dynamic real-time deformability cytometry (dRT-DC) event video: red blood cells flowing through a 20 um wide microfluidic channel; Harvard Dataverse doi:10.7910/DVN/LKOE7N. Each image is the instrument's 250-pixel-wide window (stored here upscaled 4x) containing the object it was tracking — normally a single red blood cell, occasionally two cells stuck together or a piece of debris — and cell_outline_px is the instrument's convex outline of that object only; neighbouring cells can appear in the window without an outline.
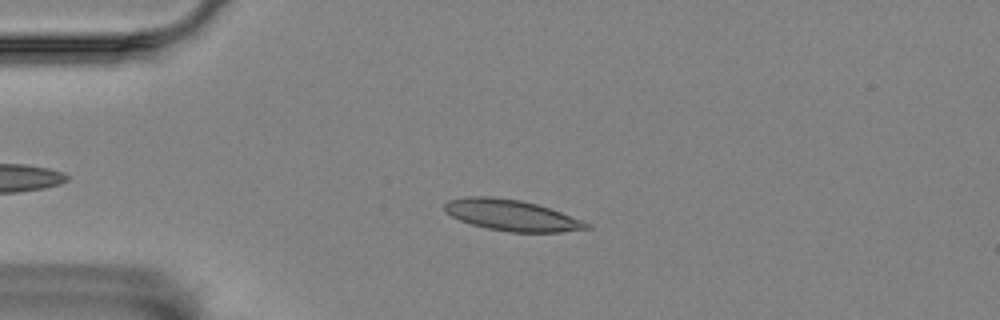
{"species": "Egyptian fruit bat (a non-hibernating species)", "species_latin": "Rousettus aegyptiacus", "temperature_condition": "room temperature", "stored_images_in_passage": 4, "camera_frame_rate_fps": 3000, "um_per_image_px": 0.085, "animal": {"sex": "female"}, "frame": {"image": 1, "passage_image": 3, "time_ms": 0.667, "image_size_px": [1000, 320], "cell_outline_px": [[592, 228], [560, 232], [508, 232], [488, 228], [472, 224], [460, 220], [444, 212], [444, 204], [448, 200], [464, 196], [488, 196], [520, 200], [536, 204], [560, 212], [592, 224]], "centroid_in_image_um": [43.46, 18.29], "position_along_channel_um": 41.5, "area_um2": 25.61}}